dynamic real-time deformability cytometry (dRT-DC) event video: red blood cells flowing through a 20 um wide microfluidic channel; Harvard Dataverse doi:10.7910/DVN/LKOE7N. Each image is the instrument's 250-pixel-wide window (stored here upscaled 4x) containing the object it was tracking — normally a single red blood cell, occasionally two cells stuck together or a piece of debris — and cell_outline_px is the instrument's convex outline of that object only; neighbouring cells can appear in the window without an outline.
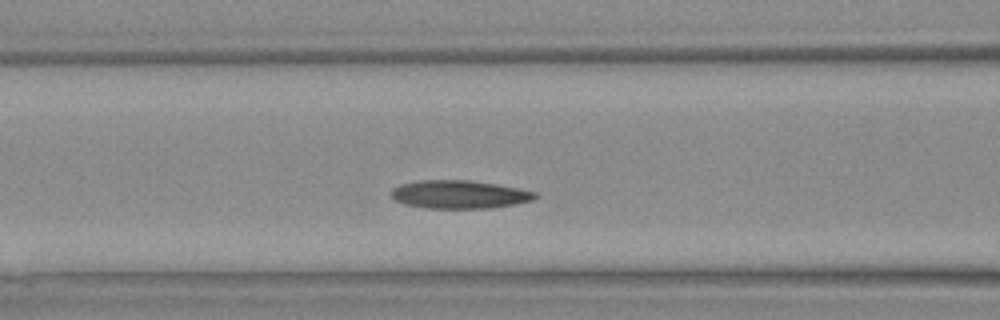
{"species": "Egyptian fruit bat (a non-hibernating species)", "species_latin": "Rousettus aegyptiacus", "temperature_condition": "warm", "stored_images_in_passage": 26, "camera_frame_rate_fps": 3000, "um_per_image_px": 0.085, "animal": {"sex": "female"}, "frame": {"image": 1, "passage_image": 5, "time_ms": 1.333, "image_size_px": [1000, 320], "cell_outline_px": [[536, 196], [532, 200], [516, 204], [492, 208], [428, 208], [404, 204], [396, 200], [392, 196], [392, 188], [400, 184], [420, 180], [468, 180], [496, 184], [536, 192]], "centroid_in_image_um": [39.03, 16.52], "position_along_channel_um": 127.6, "area_um2": 23.47}}
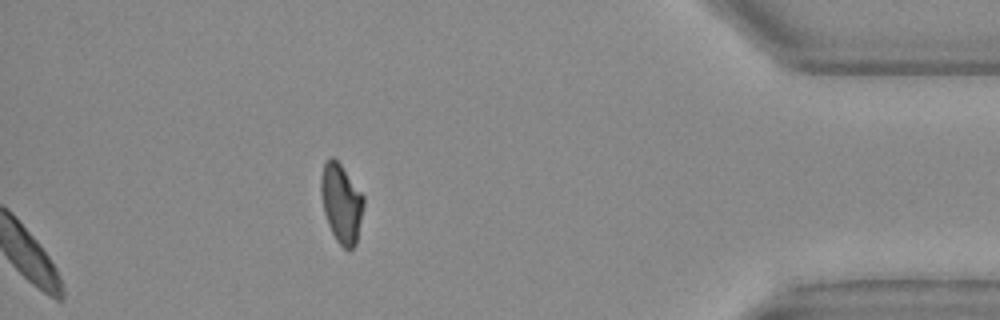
{"frame": {"image": 2, "passage_image": 26, "time_ms": 8.333, "image_size_px": [1000, 320], "cell_outline_px": [[364, 204], [356, 244], [348, 252], [336, 240], [328, 224], [324, 212], [320, 192], [320, 176], [324, 164], [332, 156], [340, 164], [364, 196]], "centroid_in_image_um": [29.0, 17.29], "position_along_channel_um": 406.2, "area_um2": 19.54}}